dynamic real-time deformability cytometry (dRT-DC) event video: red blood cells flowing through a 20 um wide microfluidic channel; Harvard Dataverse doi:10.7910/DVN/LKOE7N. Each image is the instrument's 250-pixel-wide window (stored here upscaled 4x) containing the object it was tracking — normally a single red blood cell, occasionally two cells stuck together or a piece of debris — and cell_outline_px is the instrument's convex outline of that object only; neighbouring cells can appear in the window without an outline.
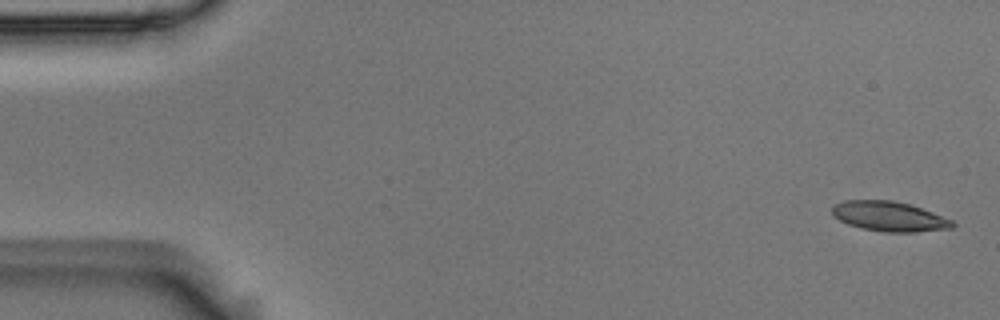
{"species": "Egyptian fruit bat (a non-hibernating species)", "species_latin": "Rousettus aegyptiacus", "temperature_condition": "room temperature", "stored_images_in_passage": 6, "camera_frame_rate_fps": 3000, "um_per_image_px": 0.085, "animal": {"sex": "male"}, "frame": {"image": 1, "passage_image": 1, "time_ms": 0.0, "image_size_px": [1000, 320], "cell_outline_px": [[956, 224], [952, 228], [916, 232], [884, 232], [860, 228], [848, 224], [832, 216], [832, 204], [844, 200], [892, 200], [908, 204], [932, 212], [952, 220]], "centroid_in_image_um": [75.54, 18.39], "position_along_channel_um": 9.5, "area_um2": 20.98}}